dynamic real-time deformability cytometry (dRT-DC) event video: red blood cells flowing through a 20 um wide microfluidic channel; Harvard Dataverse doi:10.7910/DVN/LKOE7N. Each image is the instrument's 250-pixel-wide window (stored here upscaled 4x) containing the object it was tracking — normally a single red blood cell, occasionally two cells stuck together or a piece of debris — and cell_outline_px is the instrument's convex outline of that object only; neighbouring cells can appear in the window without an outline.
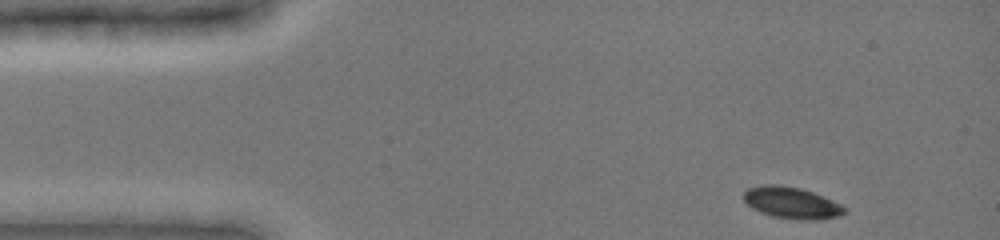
{"species": "common noctule bat (a hibernating species)", "species_latin": "Nyctalus noctula", "temperature_condition": "cold", "stored_images_in_passage": 40, "camera_frame_rate_fps": 3000, "um_per_image_px": 0.085, "animal": {"sex": "female", "body_mass_g": 19.0, "forearm_length_mm": 51.5}, "frame": {"image": 1, "passage_image": 1, "time_ms": 0.0, "image_size_px": [1000, 240], "cell_outline_px": [[848, 212], [836, 216], [820, 220], [796, 220], [772, 216], [760, 212], [752, 208], [744, 200], [744, 192], [748, 188], [764, 184], [776, 184], [800, 188], [812, 192], [832, 200], [840, 204]], "centroid_in_image_um": [67.27, 17.24], "position_along_channel_um": 17.7, "area_um2": 18.5}}
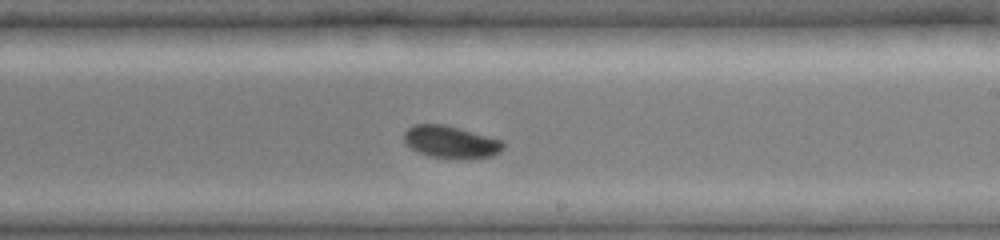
{"frame": {"image": 2, "passage_image": 25, "time_ms": 8.0, "image_size_px": [1000, 240], "cell_outline_px": [[504, 148], [500, 152], [492, 156], [428, 156], [416, 152], [404, 144], [404, 132], [412, 124], [444, 124], [504, 140]], "centroid_in_image_um": [38.27, 12.02], "position_along_channel_um": 250.7, "area_um2": 18.26}}
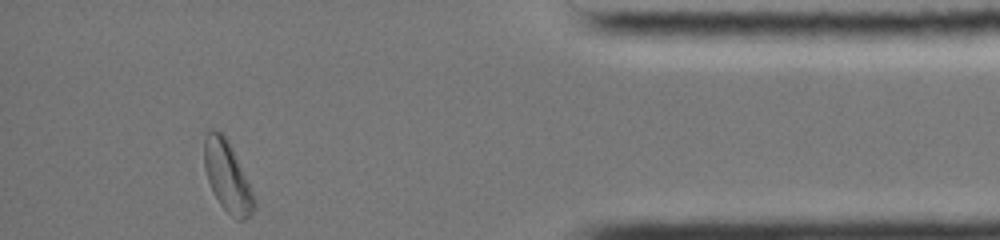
{"frame": {"image": 3, "passage_image": 40, "time_ms": 13.0, "image_size_px": [1000, 240], "cell_outline_px": [[256, 204], [252, 212], [244, 220], [236, 220], [220, 204], [208, 180], [204, 168], [204, 136], [212, 128], [216, 128], [228, 140], [232, 148], [256, 200]], "centroid_in_image_um": [19.31, 14.98], "position_along_channel_um": 415.9, "area_um2": 20.11}, "authors_computed_cell_mechanics": {"area_um2": 18.8428, "velocity_mm_per_s": 3.9199, "shape_relaxation_time_tau1_ms": 1.6206, "shape_relaxation_time_tau2_ms": null, "deformation_change_tau1": 0.0677, "deformation_change_tau2": null}}